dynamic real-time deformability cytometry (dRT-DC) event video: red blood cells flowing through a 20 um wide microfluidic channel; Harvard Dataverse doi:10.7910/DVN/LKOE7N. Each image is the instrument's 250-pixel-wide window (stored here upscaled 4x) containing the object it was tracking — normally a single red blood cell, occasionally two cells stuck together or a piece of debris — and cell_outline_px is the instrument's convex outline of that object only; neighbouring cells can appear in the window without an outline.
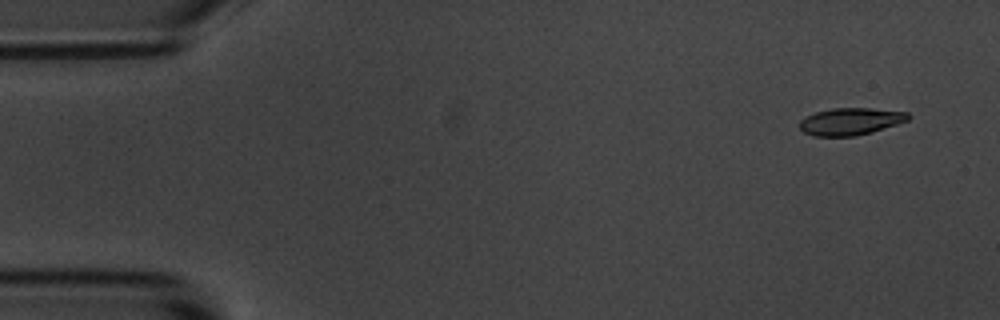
{"species": "common noctule bat (a hibernating species)", "species_latin": "Nyctalus noctula", "temperature_condition": "room temperature", "stored_images_in_passage": 6, "camera_frame_rate_fps": 3000, "um_per_image_px": 0.085, "animal": {"sex": "male", "body_mass_g": 20.1, "forearm_length_mm": 53.5}, "frame": {"image": 1, "passage_image": 1, "time_ms": 0.0, "image_size_px": [1000, 320], "cell_outline_px": [[912, 116], [908, 120], [872, 132], [856, 136], [816, 136], [804, 132], [800, 128], [800, 120], [804, 116], [816, 112], [832, 108], [868, 108], [908, 112]], "centroid_in_image_um": [72.29, 10.32], "position_along_channel_um": 12.7, "area_um2": 17.17}}
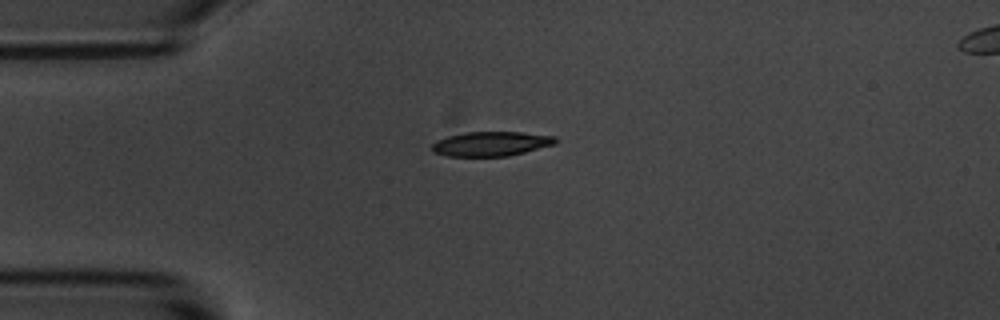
{"frame": {"image": 2, "passage_image": 4, "time_ms": 1.0, "image_size_px": [1000, 320], "cell_outline_px": [[556, 144], [508, 156], [448, 156], [432, 152], [432, 144], [436, 140], [448, 136], [468, 132], [520, 132], [556, 136]], "centroid_in_image_um": [41.74, 12.22], "position_along_channel_um": 43.3, "area_um2": 17.57}}